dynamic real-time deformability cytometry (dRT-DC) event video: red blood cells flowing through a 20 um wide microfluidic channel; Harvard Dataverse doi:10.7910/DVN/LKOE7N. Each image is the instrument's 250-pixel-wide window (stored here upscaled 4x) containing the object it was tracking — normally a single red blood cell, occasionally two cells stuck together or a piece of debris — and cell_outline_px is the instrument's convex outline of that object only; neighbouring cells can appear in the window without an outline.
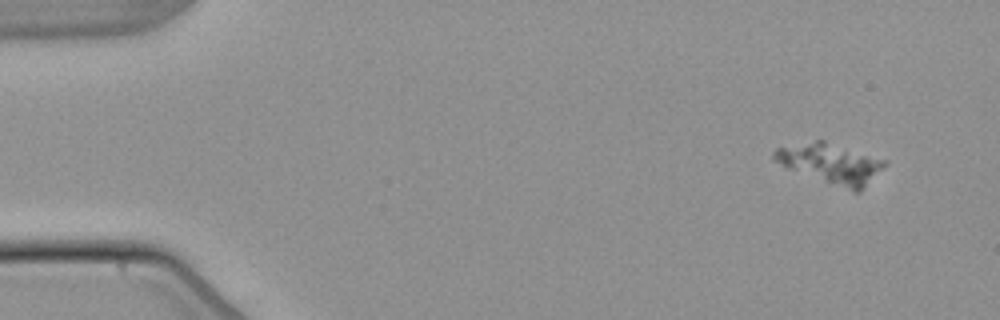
{"species": "common noctule bat (a hibernating species)", "species_latin": "Nyctalus noctula", "temperature_condition": "warm", "stored_images_in_passage": 52, "segment_of_instrument_passage": [1, 2], "camera_frame_rate_fps": 3000, "um_per_image_px": 0.085, "animal": {"sex": "male", "body_mass_g": 21.5, "forearm_length_mm": 52.0}, "frame": {"image": 1, "passage_image": 1, "time_ms": 0.0, "image_size_px": [1000, 320], "cell_outline_px": [[888, 164], [860, 192], [852, 192], [788, 168], [772, 160], [772, 152], [776, 148], [816, 140], [824, 140], [888, 160]], "centroid_in_image_um": [70.66, 13.9], "position_along_channel_um": 14.3, "area_um2": 25.89}}
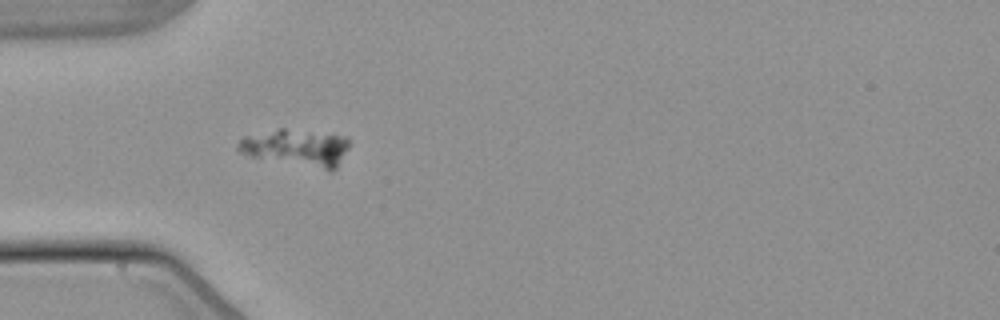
{"frame": {"image": 2, "passage_image": 14, "time_ms": 4.333, "image_size_px": [1000, 320], "cell_outline_px": [[348, 148], [336, 168], [328, 172], [252, 156], [240, 152], [236, 148], [236, 144], [244, 136], [280, 128], [284, 128], [344, 136], [348, 140]], "centroid_in_image_um": [25.2, 12.57], "position_along_channel_um": 59.8, "area_um2": 23.93}}